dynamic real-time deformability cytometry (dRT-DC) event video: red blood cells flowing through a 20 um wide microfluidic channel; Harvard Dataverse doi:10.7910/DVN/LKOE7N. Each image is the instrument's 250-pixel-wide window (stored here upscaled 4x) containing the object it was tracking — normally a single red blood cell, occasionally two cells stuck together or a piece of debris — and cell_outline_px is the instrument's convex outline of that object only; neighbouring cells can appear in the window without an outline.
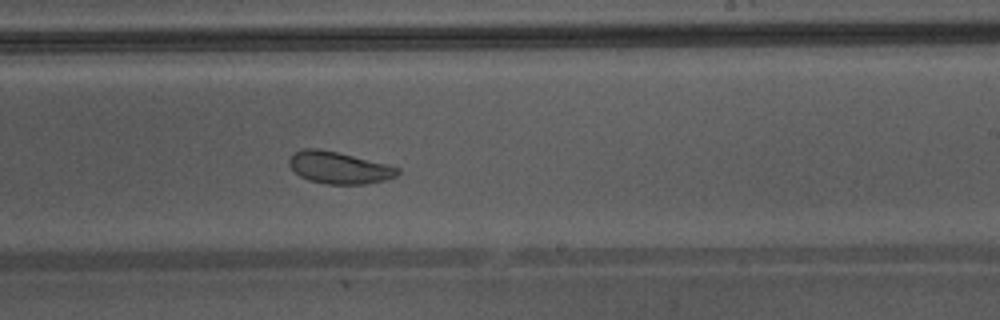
{"species": "Egyptian fruit bat (a non-hibernating species)", "species_latin": "Rousettus aegyptiacus", "temperature_condition": "warm", "stored_images_in_passage": 44, "camera_frame_rate_fps": 3000, "um_per_image_px": 0.085, "animal": {"sex": "male"}, "frame": {"image": 1, "passage_image": 26, "time_ms": 8.333, "image_size_px": [1000, 320], "cell_outline_px": [[400, 172], [396, 176], [384, 180], [364, 184], [328, 184], [308, 180], [300, 176], [288, 164], [288, 160], [296, 152], [304, 148], [316, 148], [336, 152], [388, 164], [400, 168]], "centroid_in_image_um": [28.83, 14.26], "position_along_channel_um": 260.2, "area_um2": 20.0}, "authors_computed_cell_mechanics": {"area_um2": 24.7962, "velocity_mm_per_s": 4.2796, "shape_relaxation_time_tau1_ms": 6.0501, "shape_relaxation_time_tau2_ms": 1.6519, "deformation_change_tau1": 0.11, "deformation_change_tau2": 0.0764}}